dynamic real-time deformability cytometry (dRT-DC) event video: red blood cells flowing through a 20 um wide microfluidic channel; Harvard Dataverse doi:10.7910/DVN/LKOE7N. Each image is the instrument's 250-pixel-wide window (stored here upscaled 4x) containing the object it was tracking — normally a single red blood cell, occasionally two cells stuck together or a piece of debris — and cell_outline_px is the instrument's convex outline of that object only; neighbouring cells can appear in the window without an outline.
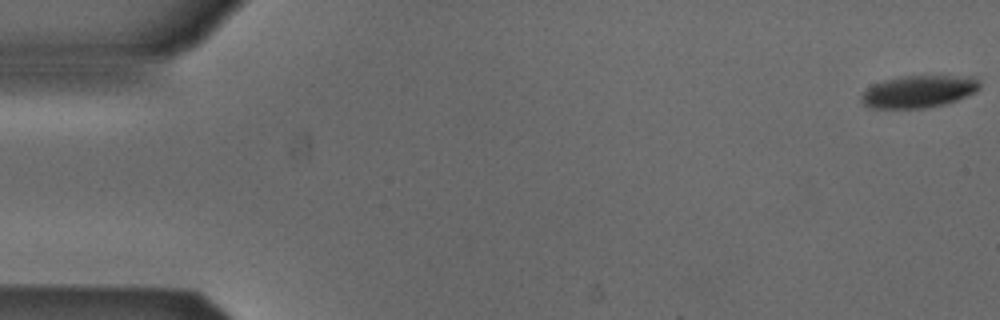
{"species": "Egyptian fruit bat (a non-hibernating species)", "species_latin": "Rousettus aegyptiacus", "temperature_condition": "cold", "stored_images_in_passage": 51, "camera_frame_rate_fps": 3000, "um_per_image_px": 0.085, "animal": {"sex": "male"}, "frame": {"image": 1, "passage_image": 1, "time_ms": 0.0, "image_size_px": [1000, 320], "cell_outline_px": [[980, 88], [976, 92], [956, 100], [944, 104], [928, 108], [868, 108], [860, 100], [860, 96], [872, 84], [884, 80], [900, 76], [972, 76], [980, 80]], "centroid_in_image_um": [78.09, 7.78], "position_along_channel_um": 6.9, "area_um2": 22.43}}
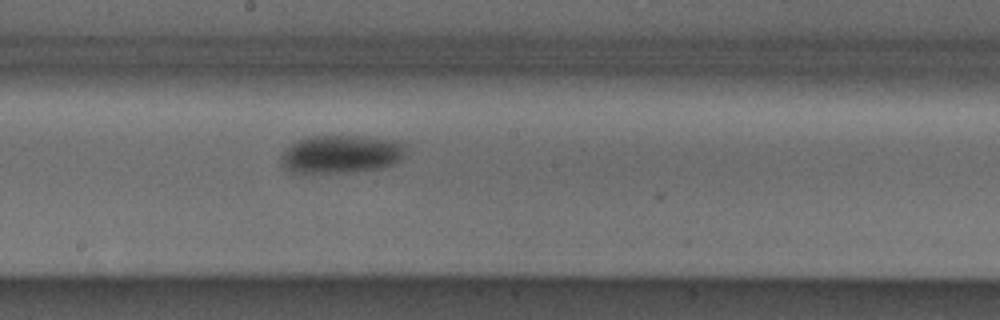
{"frame": {"image": 2, "passage_image": 29, "time_ms": 9.333, "image_size_px": [1000, 320], "cell_outline_px": [[408, 144], [404, 156], [396, 164], [384, 168], [352, 172], [292, 172], [284, 168], [280, 164], [280, 156], [292, 144], [300, 140], [312, 136], [360, 136], [396, 140]], "centroid_in_image_um": [29.07, 13.1], "position_along_channel_um": 219.1, "area_um2": 27.92}}
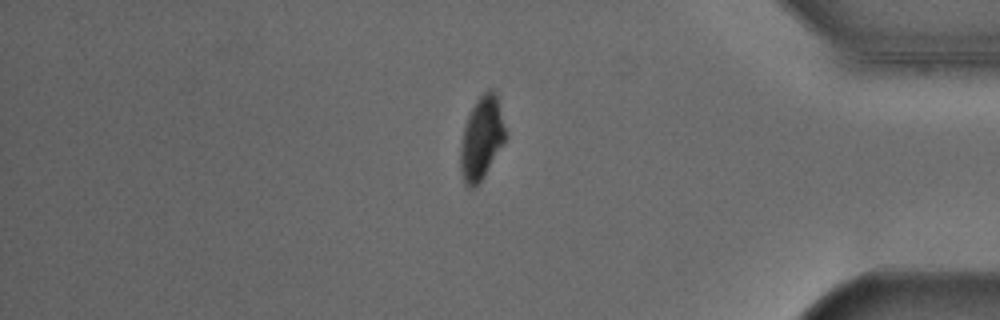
{"frame": {"image": 3, "passage_image": 45, "time_ms": 14.667, "image_size_px": [1000, 320], "cell_outline_px": [[508, 136], [476, 188], [468, 188], [464, 184], [460, 172], [460, 148], [464, 128], [468, 116], [476, 100], [488, 88], [492, 88], [496, 92], [508, 132]], "centroid_in_image_um": [40.96, 11.74], "position_along_channel_um": 394.2, "area_um2": 22.08}, "authors_computed_cell_mechanics": {"area_um2": 25.8366, "velocity_mm_per_s": 3.8461, "shape_relaxation_time_tau1_ms": 1.691, "shape_relaxation_time_tau2_ms": null, "deformation_change_tau1": 0.0864, "deformation_change_tau2": null}}